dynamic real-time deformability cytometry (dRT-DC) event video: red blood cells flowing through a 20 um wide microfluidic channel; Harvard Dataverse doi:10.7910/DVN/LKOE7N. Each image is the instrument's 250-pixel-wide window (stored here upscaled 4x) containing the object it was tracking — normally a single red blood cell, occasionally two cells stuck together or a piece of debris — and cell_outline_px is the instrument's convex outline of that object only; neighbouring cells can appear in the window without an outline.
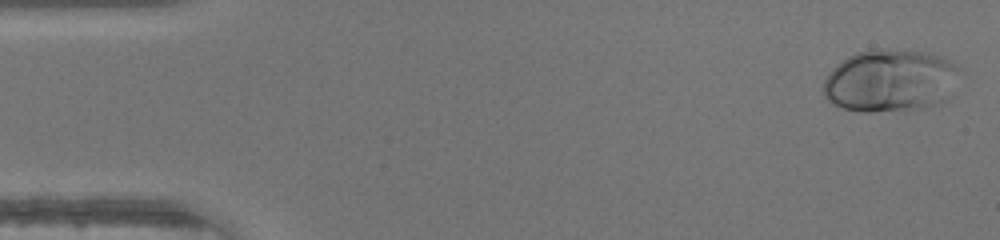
{"species": "human", "species_latin": "Homo sapiens", "temperature_condition": "warm", "stored_images_in_passage": 11, "camera_frame_rate_fps": 3000, "um_per_image_px": 0.085, "donor": {"sex": "male"}, "frame": {"image": 1, "passage_image": 1, "time_ms": 0.0, "image_size_px": [1000, 240], "cell_outline_px": [[960, 68], [956, 96], [948, 100], [924, 108], [872, 112], [864, 112], [844, 108], [832, 104], [824, 96], [824, 80], [828, 72], [836, 64], [848, 56], [856, 52], [876, 48], [884, 48], [920, 52], [944, 56], [956, 64]], "centroid_in_image_um": [75.75, 6.86], "position_along_channel_um": 9.3, "area_um2": 50.81}}